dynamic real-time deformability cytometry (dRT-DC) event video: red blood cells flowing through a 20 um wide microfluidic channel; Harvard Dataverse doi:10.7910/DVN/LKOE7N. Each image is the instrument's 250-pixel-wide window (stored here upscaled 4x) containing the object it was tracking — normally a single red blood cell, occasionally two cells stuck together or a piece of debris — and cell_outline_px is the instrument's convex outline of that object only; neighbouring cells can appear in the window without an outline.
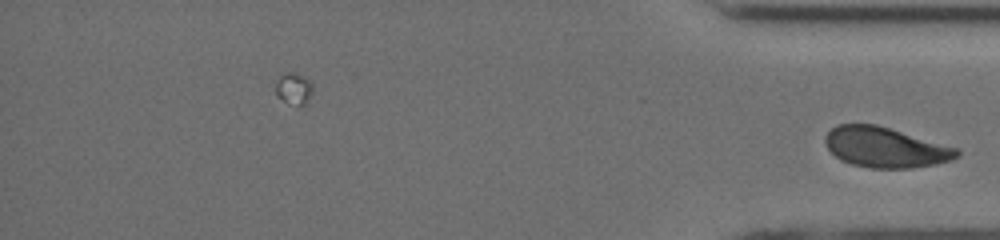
{"species": "human", "species_latin": "Homo sapiens", "temperature_condition": "cold", "stored_images_in_passage": 40, "camera_frame_rate_fps": 3000, "um_per_image_px": 0.085, "donor": {"sex": "male"}, "frame": {"image": 1, "passage_image": 40, "time_ms": 13.0, "image_size_px": [1000, 240], "cell_outline_px": [[960, 156], [952, 160], [936, 164], [912, 168], [872, 168], [852, 164], [840, 160], [828, 148], [824, 140], [824, 136], [836, 124], [876, 124], [960, 148]], "centroid_in_image_um": [75.29, 12.52], "position_along_channel_um": 359.9, "area_um2": 31.1}}